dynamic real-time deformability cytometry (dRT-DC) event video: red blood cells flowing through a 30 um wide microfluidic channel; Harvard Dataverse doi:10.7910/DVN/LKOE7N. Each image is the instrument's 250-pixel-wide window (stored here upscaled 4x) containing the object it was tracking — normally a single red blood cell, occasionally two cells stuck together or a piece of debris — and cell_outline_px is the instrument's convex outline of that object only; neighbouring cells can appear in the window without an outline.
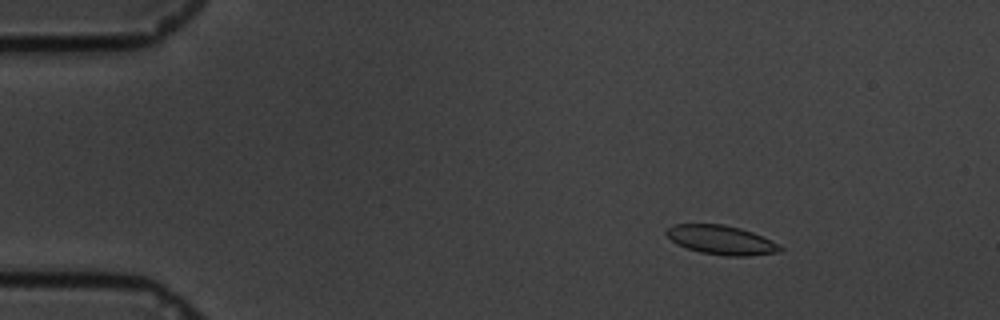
{"species": "common noctule bat (a hibernating species)", "species_latin": "Nyctalus noctula", "temperature_condition": "cold", "stored_images_in_passage": 44, "camera_frame_rate_fps": 3000, "um_per_image_px": 0.085, "animal": {"sex": "male", "body_mass_g": 19.5, "forearm_length_mm": 54.6}, "frame": {"image": 1, "passage_image": 8, "time_ms": 2.333, "image_size_px": [1000, 320], "cell_outline_px": [[784, 248], [780, 252], [748, 256], [724, 256], [700, 252], [676, 244], [664, 232], [668, 228], [676, 224], [724, 224], [740, 228], [752, 232], [780, 244]], "centroid_in_image_um": [61.33, 20.4], "position_along_channel_um": 23.7, "area_um2": 19.31}}
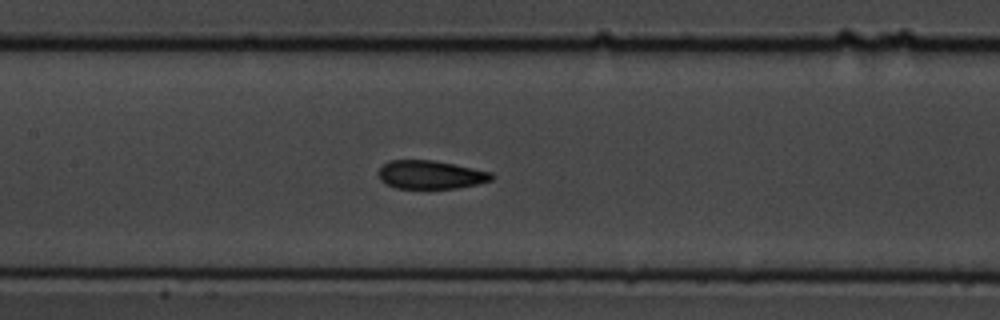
{"frame": {"image": 2, "passage_image": 28, "time_ms": 9.0, "image_size_px": [1000, 320], "cell_outline_px": [[496, 176], [492, 180], [460, 188], [396, 188], [384, 184], [380, 180], [376, 172], [388, 160], [432, 160], [492, 172]], "centroid_in_image_um": [36.57, 14.85], "position_along_channel_um": 170.8, "area_um2": 18.84}}
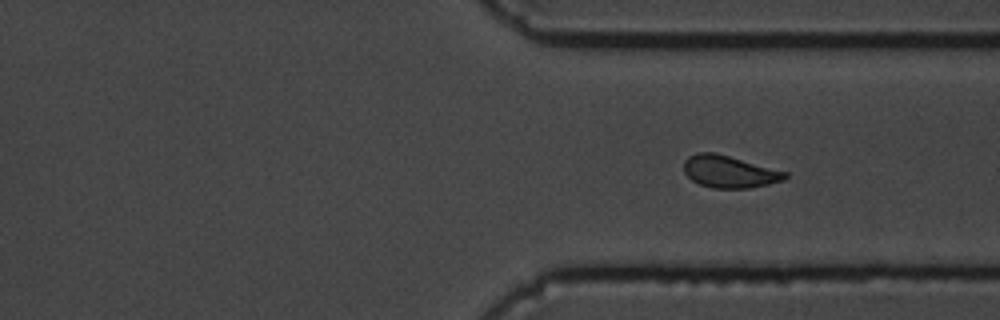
{"frame": {"image": 3, "passage_image": 44, "time_ms": 14.333, "image_size_px": [1000, 320], "cell_outline_px": [[788, 176], [784, 180], [768, 184], [748, 188], [712, 188], [700, 184], [692, 180], [684, 172], [684, 160], [688, 156], [696, 152], [716, 152], [788, 172]], "centroid_in_image_um": [61.99, 14.58], "position_along_channel_um": 349.4, "area_um2": 19.07}}